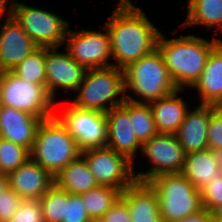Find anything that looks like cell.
I'll list each match as a JSON object with an SVG mask.
<instances>
[{"mask_svg": "<svg viewBox=\"0 0 222 222\" xmlns=\"http://www.w3.org/2000/svg\"><path fill=\"white\" fill-rule=\"evenodd\" d=\"M112 66L125 69L129 64L149 55L157 48L161 33L132 0H120L107 24Z\"/></svg>", "mask_w": 222, "mask_h": 222, "instance_id": "obj_1", "label": "cell"}, {"mask_svg": "<svg viewBox=\"0 0 222 222\" xmlns=\"http://www.w3.org/2000/svg\"><path fill=\"white\" fill-rule=\"evenodd\" d=\"M221 41L215 35L209 41L194 34L166 39L160 33L157 49L177 88L185 90L200 78L211 51Z\"/></svg>", "mask_w": 222, "mask_h": 222, "instance_id": "obj_2", "label": "cell"}, {"mask_svg": "<svg viewBox=\"0 0 222 222\" xmlns=\"http://www.w3.org/2000/svg\"><path fill=\"white\" fill-rule=\"evenodd\" d=\"M123 70L126 100L149 103L178 90L165 66L162 54L157 48L149 55L129 64ZM129 90L140 99L127 94Z\"/></svg>", "mask_w": 222, "mask_h": 222, "instance_id": "obj_3", "label": "cell"}, {"mask_svg": "<svg viewBox=\"0 0 222 222\" xmlns=\"http://www.w3.org/2000/svg\"><path fill=\"white\" fill-rule=\"evenodd\" d=\"M80 155L77 142L56 115L41 121L30 150L32 161L55 177Z\"/></svg>", "mask_w": 222, "mask_h": 222, "instance_id": "obj_4", "label": "cell"}, {"mask_svg": "<svg viewBox=\"0 0 222 222\" xmlns=\"http://www.w3.org/2000/svg\"><path fill=\"white\" fill-rule=\"evenodd\" d=\"M76 92L72 105L106 113L126 100L124 70L115 66L87 69Z\"/></svg>", "mask_w": 222, "mask_h": 222, "instance_id": "obj_5", "label": "cell"}, {"mask_svg": "<svg viewBox=\"0 0 222 222\" xmlns=\"http://www.w3.org/2000/svg\"><path fill=\"white\" fill-rule=\"evenodd\" d=\"M147 183L158 196L164 222L180 220L204 209L200 190L182 173L158 175Z\"/></svg>", "mask_w": 222, "mask_h": 222, "instance_id": "obj_6", "label": "cell"}, {"mask_svg": "<svg viewBox=\"0 0 222 222\" xmlns=\"http://www.w3.org/2000/svg\"><path fill=\"white\" fill-rule=\"evenodd\" d=\"M11 15L38 47H61L65 44L69 23L52 11L27 6L17 0L10 3Z\"/></svg>", "mask_w": 222, "mask_h": 222, "instance_id": "obj_7", "label": "cell"}, {"mask_svg": "<svg viewBox=\"0 0 222 222\" xmlns=\"http://www.w3.org/2000/svg\"><path fill=\"white\" fill-rule=\"evenodd\" d=\"M0 99L2 105L43 119L57 112L54 108L56 102L44 85L23 80L12 71L0 72Z\"/></svg>", "mask_w": 222, "mask_h": 222, "instance_id": "obj_8", "label": "cell"}, {"mask_svg": "<svg viewBox=\"0 0 222 222\" xmlns=\"http://www.w3.org/2000/svg\"><path fill=\"white\" fill-rule=\"evenodd\" d=\"M92 175L100 186H110L123 192L137 180L135 163L107 146L81 151Z\"/></svg>", "mask_w": 222, "mask_h": 222, "instance_id": "obj_9", "label": "cell"}, {"mask_svg": "<svg viewBox=\"0 0 222 222\" xmlns=\"http://www.w3.org/2000/svg\"><path fill=\"white\" fill-rule=\"evenodd\" d=\"M141 153L151 160L152 165L146 172L135 173L138 182H149L162 174L181 173L184 167L186 154L176 134H156L142 145Z\"/></svg>", "mask_w": 222, "mask_h": 222, "instance_id": "obj_10", "label": "cell"}, {"mask_svg": "<svg viewBox=\"0 0 222 222\" xmlns=\"http://www.w3.org/2000/svg\"><path fill=\"white\" fill-rule=\"evenodd\" d=\"M74 137L81 151L105 147L108 140L106 113L83 110L68 104L59 115L55 114Z\"/></svg>", "mask_w": 222, "mask_h": 222, "instance_id": "obj_11", "label": "cell"}, {"mask_svg": "<svg viewBox=\"0 0 222 222\" xmlns=\"http://www.w3.org/2000/svg\"><path fill=\"white\" fill-rule=\"evenodd\" d=\"M81 29L80 31L68 30L65 38V50L80 65L86 69L105 68L112 66L111 44L109 32Z\"/></svg>", "mask_w": 222, "mask_h": 222, "instance_id": "obj_12", "label": "cell"}, {"mask_svg": "<svg viewBox=\"0 0 222 222\" xmlns=\"http://www.w3.org/2000/svg\"><path fill=\"white\" fill-rule=\"evenodd\" d=\"M58 49L45 47L46 90L54 101L58 90L76 92L87 71L66 50L61 53Z\"/></svg>", "mask_w": 222, "mask_h": 222, "instance_id": "obj_13", "label": "cell"}, {"mask_svg": "<svg viewBox=\"0 0 222 222\" xmlns=\"http://www.w3.org/2000/svg\"><path fill=\"white\" fill-rule=\"evenodd\" d=\"M8 9L0 27V72L12 71L38 48L11 15V6Z\"/></svg>", "mask_w": 222, "mask_h": 222, "instance_id": "obj_14", "label": "cell"}, {"mask_svg": "<svg viewBox=\"0 0 222 222\" xmlns=\"http://www.w3.org/2000/svg\"><path fill=\"white\" fill-rule=\"evenodd\" d=\"M106 119L108 125L106 146L125 155L132 162L135 161L137 153L142 150V144L136 137L128 114V100L106 112Z\"/></svg>", "mask_w": 222, "mask_h": 222, "instance_id": "obj_15", "label": "cell"}, {"mask_svg": "<svg viewBox=\"0 0 222 222\" xmlns=\"http://www.w3.org/2000/svg\"><path fill=\"white\" fill-rule=\"evenodd\" d=\"M7 176L9 188L28 200H39L55 183L54 176L31 159Z\"/></svg>", "mask_w": 222, "mask_h": 222, "instance_id": "obj_16", "label": "cell"}, {"mask_svg": "<svg viewBox=\"0 0 222 222\" xmlns=\"http://www.w3.org/2000/svg\"><path fill=\"white\" fill-rule=\"evenodd\" d=\"M43 118L5 105L0 109V138L27 148L33 147Z\"/></svg>", "mask_w": 222, "mask_h": 222, "instance_id": "obj_17", "label": "cell"}, {"mask_svg": "<svg viewBox=\"0 0 222 222\" xmlns=\"http://www.w3.org/2000/svg\"><path fill=\"white\" fill-rule=\"evenodd\" d=\"M189 109L179 127L176 137L185 154L208 149V123L210 114L217 108L215 105L198 104Z\"/></svg>", "mask_w": 222, "mask_h": 222, "instance_id": "obj_18", "label": "cell"}, {"mask_svg": "<svg viewBox=\"0 0 222 222\" xmlns=\"http://www.w3.org/2000/svg\"><path fill=\"white\" fill-rule=\"evenodd\" d=\"M121 198L128 205L132 222H164L158 196L147 182L136 181L121 193Z\"/></svg>", "mask_w": 222, "mask_h": 222, "instance_id": "obj_19", "label": "cell"}, {"mask_svg": "<svg viewBox=\"0 0 222 222\" xmlns=\"http://www.w3.org/2000/svg\"><path fill=\"white\" fill-rule=\"evenodd\" d=\"M222 155L210 149L185 155L181 173L197 189L222 177Z\"/></svg>", "mask_w": 222, "mask_h": 222, "instance_id": "obj_20", "label": "cell"}, {"mask_svg": "<svg viewBox=\"0 0 222 222\" xmlns=\"http://www.w3.org/2000/svg\"><path fill=\"white\" fill-rule=\"evenodd\" d=\"M200 104L222 107V41L211 51L200 78L192 86Z\"/></svg>", "mask_w": 222, "mask_h": 222, "instance_id": "obj_21", "label": "cell"}, {"mask_svg": "<svg viewBox=\"0 0 222 222\" xmlns=\"http://www.w3.org/2000/svg\"><path fill=\"white\" fill-rule=\"evenodd\" d=\"M182 91L184 89H178L166 97L149 102L159 133L176 134L185 119L190 108L185 99L178 96Z\"/></svg>", "mask_w": 222, "mask_h": 222, "instance_id": "obj_22", "label": "cell"}, {"mask_svg": "<svg viewBox=\"0 0 222 222\" xmlns=\"http://www.w3.org/2000/svg\"><path fill=\"white\" fill-rule=\"evenodd\" d=\"M54 179L59 188L70 194L80 195L99 186L82 155L64 167Z\"/></svg>", "mask_w": 222, "mask_h": 222, "instance_id": "obj_23", "label": "cell"}, {"mask_svg": "<svg viewBox=\"0 0 222 222\" xmlns=\"http://www.w3.org/2000/svg\"><path fill=\"white\" fill-rule=\"evenodd\" d=\"M187 8L184 28L200 24L222 30V0H189Z\"/></svg>", "mask_w": 222, "mask_h": 222, "instance_id": "obj_24", "label": "cell"}, {"mask_svg": "<svg viewBox=\"0 0 222 222\" xmlns=\"http://www.w3.org/2000/svg\"><path fill=\"white\" fill-rule=\"evenodd\" d=\"M121 191L110 186H98L88 192L80 194L85 209L91 220L101 217L118 201Z\"/></svg>", "mask_w": 222, "mask_h": 222, "instance_id": "obj_25", "label": "cell"}, {"mask_svg": "<svg viewBox=\"0 0 222 222\" xmlns=\"http://www.w3.org/2000/svg\"><path fill=\"white\" fill-rule=\"evenodd\" d=\"M128 114L136 137L142 145L159 133L149 103L128 100Z\"/></svg>", "mask_w": 222, "mask_h": 222, "instance_id": "obj_26", "label": "cell"}, {"mask_svg": "<svg viewBox=\"0 0 222 222\" xmlns=\"http://www.w3.org/2000/svg\"><path fill=\"white\" fill-rule=\"evenodd\" d=\"M12 72L23 80L46 87L45 47H38L21 61Z\"/></svg>", "mask_w": 222, "mask_h": 222, "instance_id": "obj_27", "label": "cell"}, {"mask_svg": "<svg viewBox=\"0 0 222 222\" xmlns=\"http://www.w3.org/2000/svg\"><path fill=\"white\" fill-rule=\"evenodd\" d=\"M69 193L55 183L39 198L44 222H62L65 219L66 203Z\"/></svg>", "mask_w": 222, "mask_h": 222, "instance_id": "obj_28", "label": "cell"}, {"mask_svg": "<svg viewBox=\"0 0 222 222\" xmlns=\"http://www.w3.org/2000/svg\"><path fill=\"white\" fill-rule=\"evenodd\" d=\"M30 159V151L0 138V173L8 175Z\"/></svg>", "mask_w": 222, "mask_h": 222, "instance_id": "obj_29", "label": "cell"}, {"mask_svg": "<svg viewBox=\"0 0 222 222\" xmlns=\"http://www.w3.org/2000/svg\"><path fill=\"white\" fill-rule=\"evenodd\" d=\"M208 149L222 155V107H217L208 123Z\"/></svg>", "mask_w": 222, "mask_h": 222, "instance_id": "obj_30", "label": "cell"}, {"mask_svg": "<svg viewBox=\"0 0 222 222\" xmlns=\"http://www.w3.org/2000/svg\"><path fill=\"white\" fill-rule=\"evenodd\" d=\"M9 222H44L39 200L23 199Z\"/></svg>", "mask_w": 222, "mask_h": 222, "instance_id": "obj_31", "label": "cell"}, {"mask_svg": "<svg viewBox=\"0 0 222 222\" xmlns=\"http://www.w3.org/2000/svg\"><path fill=\"white\" fill-rule=\"evenodd\" d=\"M203 208L214 212L222 205V177L200 189Z\"/></svg>", "mask_w": 222, "mask_h": 222, "instance_id": "obj_32", "label": "cell"}, {"mask_svg": "<svg viewBox=\"0 0 222 222\" xmlns=\"http://www.w3.org/2000/svg\"><path fill=\"white\" fill-rule=\"evenodd\" d=\"M91 218L87 214L85 204L81 195L70 194L66 203L65 219L62 222H90Z\"/></svg>", "mask_w": 222, "mask_h": 222, "instance_id": "obj_33", "label": "cell"}, {"mask_svg": "<svg viewBox=\"0 0 222 222\" xmlns=\"http://www.w3.org/2000/svg\"><path fill=\"white\" fill-rule=\"evenodd\" d=\"M23 198L9 187L0 194V222H9L21 205Z\"/></svg>", "mask_w": 222, "mask_h": 222, "instance_id": "obj_34", "label": "cell"}, {"mask_svg": "<svg viewBox=\"0 0 222 222\" xmlns=\"http://www.w3.org/2000/svg\"><path fill=\"white\" fill-rule=\"evenodd\" d=\"M100 222H132L127 203L120 197L118 201L101 217Z\"/></svg>", "mask_w": 222, "mask_h": 222, "instance_id": "obj_35", "label": "cell"}, {"mask_svg": "<svg viewBox=\"0 0 222 222\" xmlns=\"http://www.w3.org/2000/svg\"><path fill=\"white\" fill-rule=\"evenodd\" d=\"M213 217V213L203 209L200 212H197L193 215H190L186 218L180 219V220H174L170 222H211V219Z\"/></svg>", "mask_w": 222, "mask_h": 222, "instance_id": "obj_36", "label": "cell"}, {"mask_svg": "<svg viewBox=\"0 0 222 222\" xmlns=\"http://www.w3.org/2000/svg\"><path fill=\"white\" fill-rule=\"evenodd\" d=\"M9 187L8 176L0 173V194Z\"/></svg>", "mask_w": 222, "mask_h": 222, "instance_id": "obj_37", "label": "cell"}, {"mask_svg": "<svg viewBox=\"0 0 222 222\" xmlns=\"http://www.w3.org/2000/svg\"><path fill=\"white\" fill-rule=\"evenodd\" d=\"M9 1L10 0H0V21L3 20V16L5 17L4 13L7 9V5L9 4ZM2 26V21H1V24H0V27Z\"/></svg>", "mask_w": 222, "mask_h": 222, "instance_id": "obj_38", "label": "cell"}, {"mask_svg": "<svg viewBox=\"0 0 222 222\" xmlns=\"http://www.w3.org/2000/svg\"><path fill=\"white\" fill-rule=\"evenodd\" d=\"M213 216L216 217L217 219H222V205L218 207L214 212Z\"/></svg>", "mask_w": 222, "mask_h": 222, "instance_id": "obj_39", "label": "cell"}, {"mask_svg": "<svg viewBox=\"0 0 222 222\" xmlns=\"http://www.w3.org/2000/svg\"><path fill=\"white\" fill-rule=\"evenodd\" d=\"M211 222H222V219H217L216 217H212Z\"/></svg>", "mask_w": 222, "mask_h": 222, "instance_id": "obj_40", "label": "cell"}, {"mask_svg": "<svg viewBox=\"0 0 222 222\" xmlns=\"http://www.w3.org/2000/svg\"><path fill=\"white\" fill-rule=\"evenodd\" d=\"M90 222H100L99 220H91Z\"/></svg>", "mask_w": 222, "mask_h": 222, "instance_id": "obj_41", "label": "cell"}]
</instances>
